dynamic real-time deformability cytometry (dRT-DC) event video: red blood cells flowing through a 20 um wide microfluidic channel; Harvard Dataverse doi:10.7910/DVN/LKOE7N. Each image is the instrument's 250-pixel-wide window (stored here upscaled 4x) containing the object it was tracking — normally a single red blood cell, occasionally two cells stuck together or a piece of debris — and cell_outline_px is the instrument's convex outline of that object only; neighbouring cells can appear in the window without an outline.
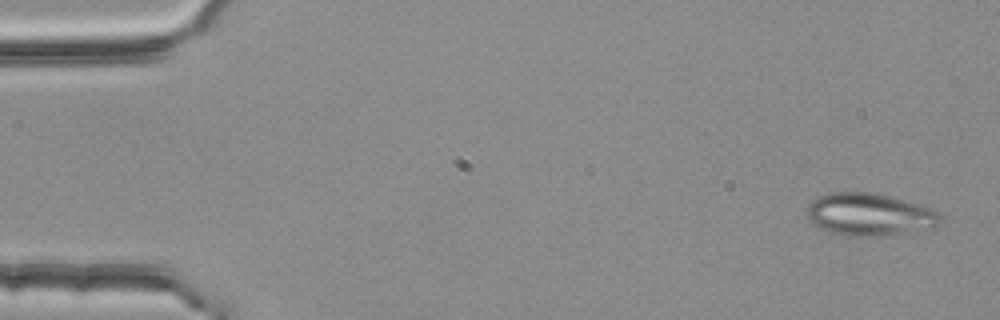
{"species": "common noctule bat (a hibernating species)", "species_latin": "Nyctalus noctula", "temperature_condition": "room temperature", "stored_images_in_passage": 4, "camera_frame_rate_fps": 3000, "um_per_image_px": 0.085, "animal": {"sex": "female", "body_mass_g": 25.1}, "frame": {"image": 1, "passage_image": 1, "time_ms": 0.0, "image_size_px": [1000, 320], "cell_outline_px": [[940, 220], [936, 224], [888, 236], [848, 236], [828, 232], [820, 228], [808, 216], [808, 204], [812, 200], [828, 192], [876, 192], [936, 208], [940, 212]], "centroid_in_image_um": [73.89, 18.2], "position_along_channel_um": 11.1, "area_um2": 32.89}}